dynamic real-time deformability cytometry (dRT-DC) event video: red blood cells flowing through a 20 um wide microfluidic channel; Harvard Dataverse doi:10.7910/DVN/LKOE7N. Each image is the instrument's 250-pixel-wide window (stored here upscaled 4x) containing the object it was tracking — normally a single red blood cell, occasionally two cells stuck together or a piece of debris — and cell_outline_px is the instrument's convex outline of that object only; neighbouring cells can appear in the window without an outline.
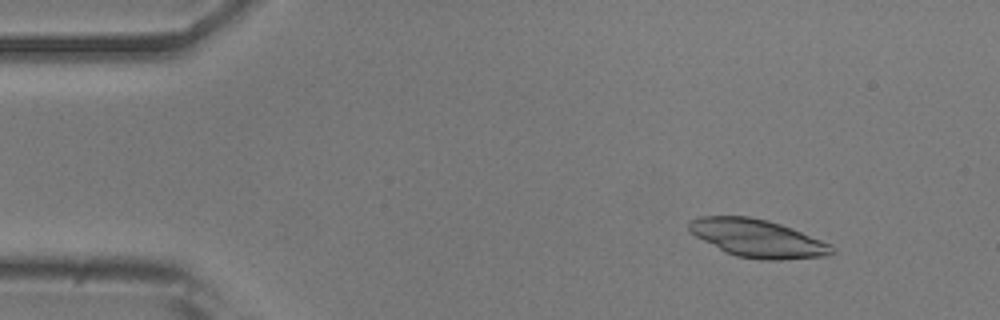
{"species": "common noctule bat (a hibernating species)", "species_latin": "Nyctalus noctula", "temperature_condition": "room temperature", "stored_images_in_passage": 48, "camera_frame_rate_fps": 3000, "um_per_image_px": 0.085, "animal": {"sex": "male", "body_mass_g": 20.5, "forearm_length_mm": 52.5}, "frame": {"image": 1, "passage_image": 2, "time_ms": 0.333, "image_size_px": [1000, 320], "cell_outline_px": [[836, 252], [828, 256], [780, 260], [760, 260], [736, 256], [696, 236], [688, 228], [688, 224], [692, 220], [700, 216], [748, 216], [768, 220], [792, 228], [832, 244]], "centroid_in_image_um": [64.47, 20.26], "position_along_channel_um": 20.5, "area_um2": 31.33}}